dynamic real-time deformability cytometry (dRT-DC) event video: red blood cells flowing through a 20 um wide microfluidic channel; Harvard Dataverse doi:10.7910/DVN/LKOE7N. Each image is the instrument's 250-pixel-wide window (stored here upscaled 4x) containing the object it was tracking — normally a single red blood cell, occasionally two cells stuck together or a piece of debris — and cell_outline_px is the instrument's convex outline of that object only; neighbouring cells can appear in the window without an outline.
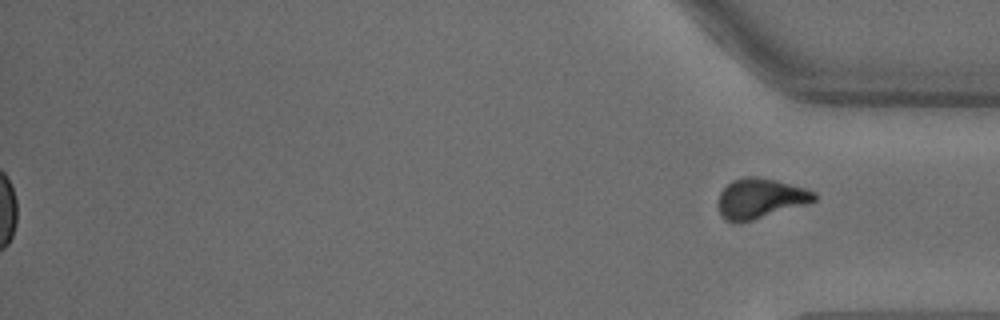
{"species": "common noctule bat (a hibernating species)", "species_latin": "Nyctalus noctula", "temperature_condition": "warm", "stored_images_in_passage": 41, "segment_of_instrument_passage": [2, 2], "camera_frame_rate_fps": 3000, "um_per_image_px": 0.085, "animal": {"sex": "male", "body_mass_g": 18.8}, "frame": {"image": 1, "passage_image": 41, "time_ms": 13.333, "image_size_px": [1000, 320], "cell_outline_px": [[816, 200], [808, 204], [740, 224], [736, 224], [724, 220], [720, 216], [716, 204], [720, 192], [732, 180], [744, 176], [756, 176], [776, 180], [804, 188], [816, 192]], "centroid_in_image_um": [64.57, 16.89], "position_along_channel_um": 370.6, "area_um2": 22.95}}